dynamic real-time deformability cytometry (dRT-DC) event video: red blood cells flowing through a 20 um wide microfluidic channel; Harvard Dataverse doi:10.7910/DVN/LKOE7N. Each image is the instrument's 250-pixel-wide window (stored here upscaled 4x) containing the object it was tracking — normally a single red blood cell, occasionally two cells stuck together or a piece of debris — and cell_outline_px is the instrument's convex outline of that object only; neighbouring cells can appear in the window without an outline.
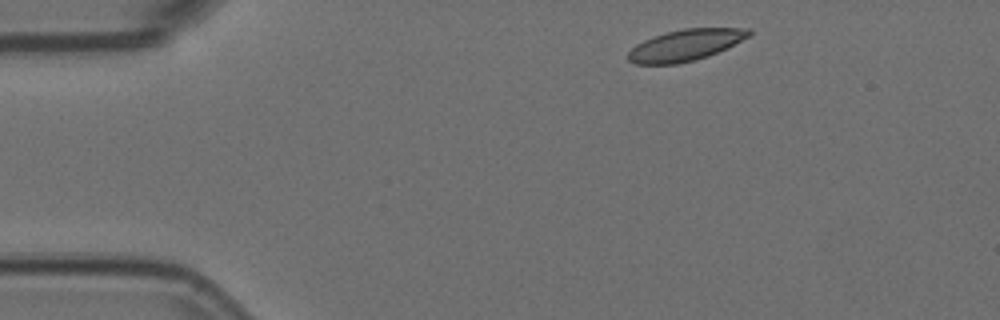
{"species": "Egyptian fruit bat (a non-hibernating species)", "species_latin": "Rousettus aegyptiacus", "temperature_condition": "room temperature", "stored_images_in_passage": 3, "camera_frame_rate_fps": 3000, "um_per_image_px": 0.085, "animal": {"sex": "female"}, "frame": {"image": 1, "passage_image": 1, "time_ms": 0.0, "image_size_px": [1000, 320], "cell_outline_px": [[752, 36], [708, 56], [696, 60], [676, 64], [636, 64], [628, 60], [628, 52], [636, 44], [652, 36], [664, 32], [684, 28], [752, 28]], "centroid_in_image_um": [58.28, 3.82], "position_along_channel_um": 26.7, "area_um2": 22.25}}